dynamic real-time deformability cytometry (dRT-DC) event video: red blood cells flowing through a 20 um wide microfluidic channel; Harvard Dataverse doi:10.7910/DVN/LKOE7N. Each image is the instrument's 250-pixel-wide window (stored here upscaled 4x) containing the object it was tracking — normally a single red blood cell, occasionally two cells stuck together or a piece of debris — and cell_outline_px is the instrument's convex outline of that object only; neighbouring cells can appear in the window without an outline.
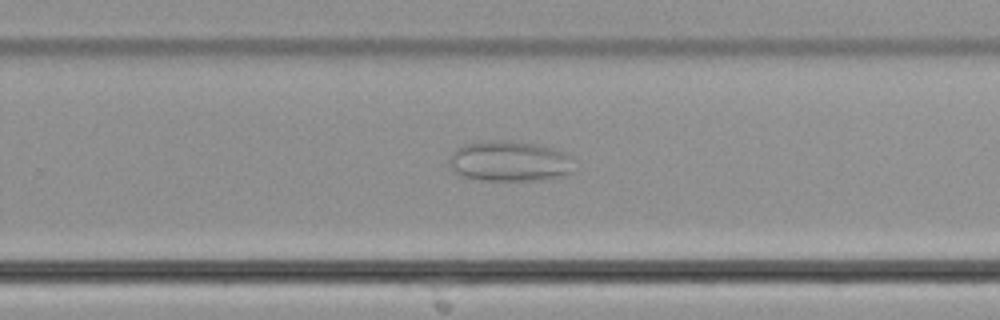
{"species": "common noctule bat (a hibernating species)", "species_latin": "Nyctalus noctula", "temperature_condition": "cold", "stored_images_in_passage": 50, "camera_frame_rate_fps": 3000, "um_per_image_px": 0.085, "animal": {"sex": "male", "body_mass_g": 21.5, "forearm_length_mm": 52.0}, "frame": {"image": 1, "passage_image": 36, "time_ms": 11.667, "image_size_px": [1000, 320], "cell_outline_px": [[572, 172], [540, 180], [480, 180], [464, 176], [456, 172], [448, 164], [448, 160], [452, 152], [456, 148], [464, 144], [484, 140], [512, 140], [536, 144], [552, 148], [564, 152]], "centroid_in_image_um": [43.19, 13.68], "position_along_channel_um": 286.6, "area_um2": 29.07}}